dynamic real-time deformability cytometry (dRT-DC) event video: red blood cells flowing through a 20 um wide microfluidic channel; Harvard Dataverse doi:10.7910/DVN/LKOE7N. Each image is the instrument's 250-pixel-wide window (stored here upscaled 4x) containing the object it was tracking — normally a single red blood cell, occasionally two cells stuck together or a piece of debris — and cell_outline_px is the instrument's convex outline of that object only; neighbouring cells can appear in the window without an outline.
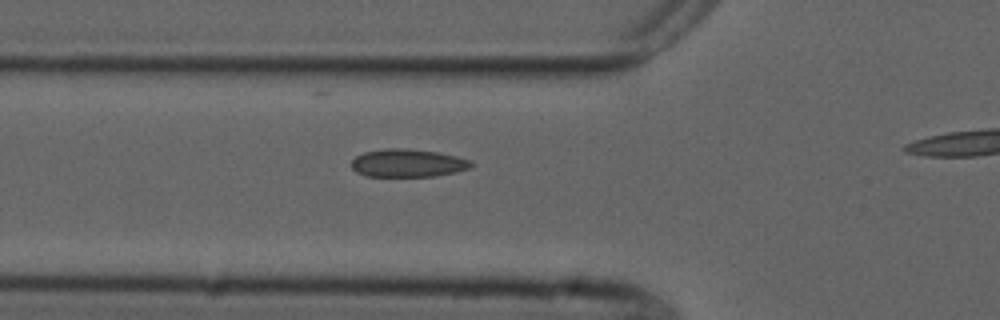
{"species": "common noctule bat (a hibernating species)", "species_latin": "Nyctalus noctula", "temperature_condition": "cold", "stored_images_in_passage": 30, "camera_frame_rate_fps": 3000, "um_per_image_px": 0.085, "animal": {"sex": "male", "forearm_length_mm": 52.5}, "frame": {"image": 1, "passage_image": 2, "time_ms": 0.333, "image_size_px": [1000, 320], "cell_outline_px": [[476, 164], [472, 168], [456, 172], [436, 176], [368, 176], [356, 172], [352, 168], [352, 160], [356, 156], [364, 152], [384, 148], [408, 148], [436, 152], [456, 156], [472, 160]], "centroid_in_image_um": [34.71, 13.86], "position_along_channel_um": 91.1, "area_um2": 19.71}}
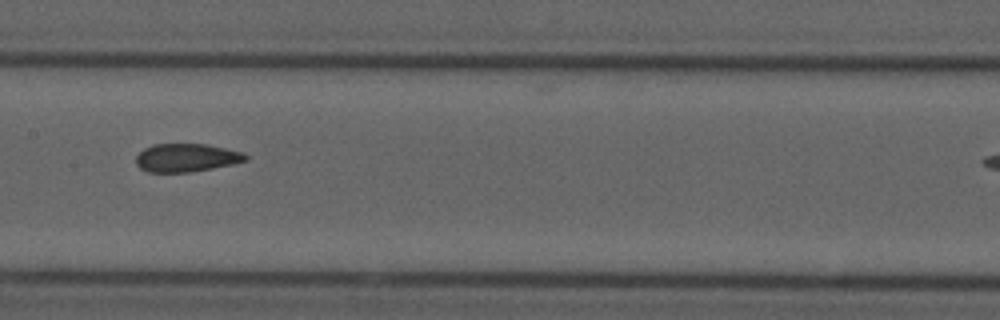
{"frame": {"image": 2, "passage_image": 10, "time_ms": 3.0, "image_size_px": [1000, 320], "cell_outline_px": [[248, 160], [232, 164], [192, 172], [148, 172], [140, 168], [136, 164], [136, 156], [144, 148], [152, 144], [204, 144], [244, 152], [248, 156]], "centroid_in_image_um": [15.84, 13.41], "position_along_channel_um": 191.6, "area_um2": 18.03}}
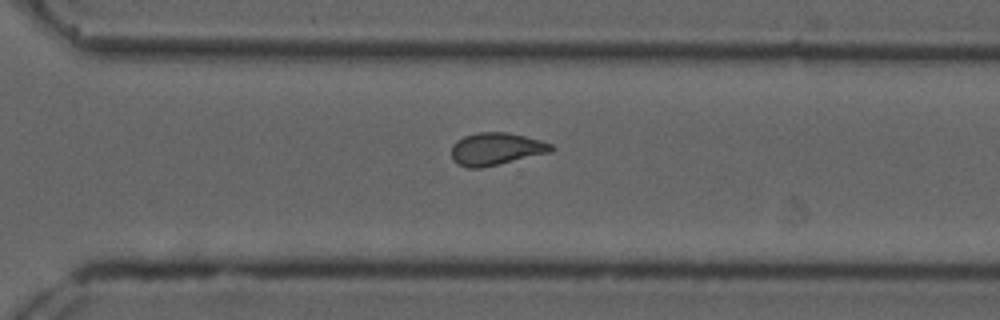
{"frame": {"image": 3, "passage_image": 21, "time_ms": 6.667, "image_size_px": [1000, 320], "cell_outline_px": [[556, 148], [552, 152], [480, 168], [468, 168], [452, 160], [452, 144], [456, 140], [464, 136], [476, 132], [508, 132], [540, 140], [552, 144]], "centroid_in_image_um": [42.17, 12.65], "position_along_channel_um": 328.4, "area_um2": 18.9}}